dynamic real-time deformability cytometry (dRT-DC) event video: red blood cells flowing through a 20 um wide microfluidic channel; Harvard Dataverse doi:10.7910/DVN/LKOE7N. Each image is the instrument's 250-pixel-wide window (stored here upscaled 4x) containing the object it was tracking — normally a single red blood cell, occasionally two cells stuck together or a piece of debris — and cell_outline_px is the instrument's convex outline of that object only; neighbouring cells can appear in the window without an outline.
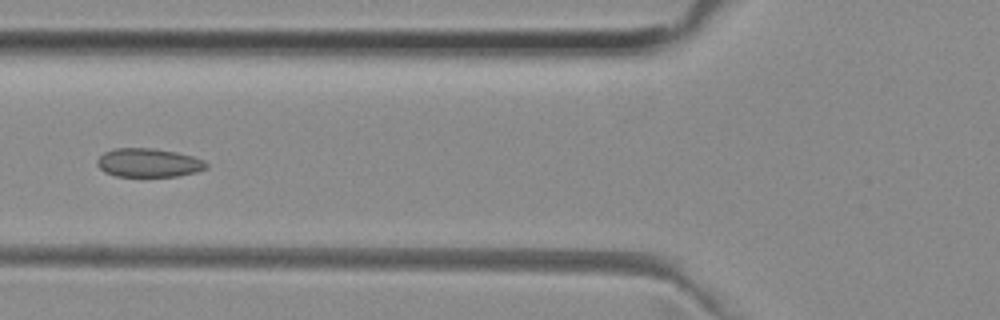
{"species": "common noctule bat (a hibernating species)", "species_latin": "Nyctalus noctula", "temperature_condition": "room temperature", "stored_images_in_passage": 6, "camera_frame_rate_fps": 3000, "um_per_image_px": 0.085, "animal": {"sex": "female", "body_mass_g": 29.2, "forearm_length_mm": 56.3}, "frame": {"image": 1, "passage_image": 6, "time_ms": 1.667, "image_size_px": [1000, 320], "cell_outline_px": [[208, 168], [196, 172], [176, 176], [116, 176], [104, 172], [96, 164], [96, 160], [104, 152], [112, 148], [152, 148], [176, 152], [192, 156], [204, 160], [208, 164]], "centroid_in_image_um": [12.61, 13.83], "position_along_channel_um": 113.2, "area_um2": 18.32}}